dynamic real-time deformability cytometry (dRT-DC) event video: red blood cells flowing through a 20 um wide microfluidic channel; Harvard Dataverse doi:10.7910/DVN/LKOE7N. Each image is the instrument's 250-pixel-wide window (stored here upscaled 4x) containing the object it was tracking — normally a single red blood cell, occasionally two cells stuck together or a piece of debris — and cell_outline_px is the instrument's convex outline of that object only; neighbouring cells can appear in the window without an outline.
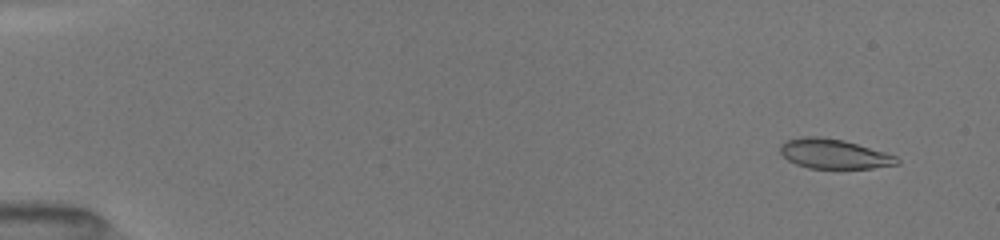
{"species": "common noctule bat (a hibernating species)", "species_latin": "Nyctalus noctula", "temperature_condition": "room temperature", "stored_images_in_passage": 39, "camera_frame_rate_fps": 3000, "um_per_image_px": 0.085, "animal": {"sex": "female", "body_mass_g": 19.5, "forearm_length_mm": 54.1}, "frame": {"image": 1, "passage_image": 5, "time_ms": 0.667, "image_size_px": [1000, 240], "cell_outline_px": [[900, 164], [872, 168], [808, 168], [796, 164], [788, 160], [780, 152], [780, 144], [788, 140], [800, 136], [820, 136], [844, 140], [884, 152], [896, 156], [900, 160]], "centroid_in_image_um": [70.88, 13.07], "position_along_channel_um": 14.1, "area_um2": 20.17}}